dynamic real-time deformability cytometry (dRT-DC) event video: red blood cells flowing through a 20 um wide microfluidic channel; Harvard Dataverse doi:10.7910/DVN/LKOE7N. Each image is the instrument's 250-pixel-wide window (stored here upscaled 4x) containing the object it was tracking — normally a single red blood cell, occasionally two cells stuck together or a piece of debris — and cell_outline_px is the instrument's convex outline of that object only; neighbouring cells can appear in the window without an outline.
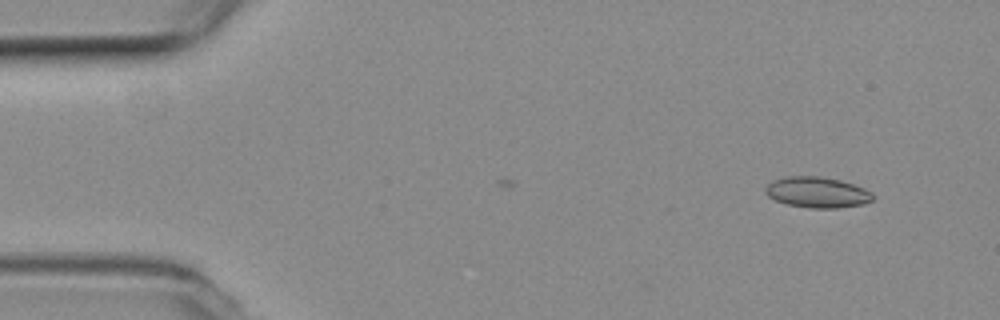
{"species": "common noctule bat (a hibernating species)", "species_latin": "Nyctalus noctula", "temperature_condition": "room temperature", "stored_images_in_passage": 11, "camera_frame_rate_fps": 3000, "um_per_image_px": 0.085, "animal": {"sex": "female", "body_mass_g": 19.3, "forearm_length_mm": 54.1}, "frame": {"image": 1, "passage_image": 1, "time_ms": 0.0, "image_size_px": [1000, 320], "cell_outline_px": [[872, 200], [864, 204], [836, 208], [808, 208], [788, 204], [776, 200], [768, 196], [764, 192], [764, 188], [772, 180], [788, 176], [820, 176], [840, 180], [864, 188], [872, 192]], "centroid_in_image_um": [69.44, 16.34], "position_along_channel_um": 15.6, "area_um2": 19.25}}